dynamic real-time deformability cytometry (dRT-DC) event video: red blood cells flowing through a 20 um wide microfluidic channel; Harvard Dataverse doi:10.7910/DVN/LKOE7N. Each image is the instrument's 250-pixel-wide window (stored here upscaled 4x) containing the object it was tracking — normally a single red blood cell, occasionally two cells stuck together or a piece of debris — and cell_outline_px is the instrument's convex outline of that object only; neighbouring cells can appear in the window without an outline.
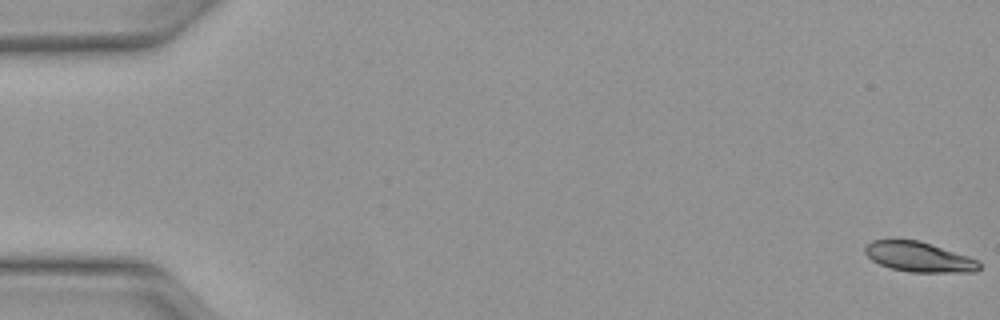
{"species": "Egyptian fruit bat (a non-hibernating species)", "species_latin": "Rousettus aegyptiacus", "temperature_condition": "warm", "stored_images_in_passage": 50, "camera_frame_rate_fps": 3000, "um_per_image_px": 0.085, "animal": {"sex": "female"}, "frame": {"image": 1, "passage_image": 1, "time_ms": 0.0, "image_size_px": [1000, 320], "cell_outline_px": [[980, 268], [976, 272], [908, 272], [892, 268], [880, 264], [872, 260], [864, 252], [864, 248], [872, 240], [920, 240], [980, 260]], "centroid_in_image_um": [78.14, 21.84], "position_along_channel_um": 6.9, "area_um2": 19.94}}
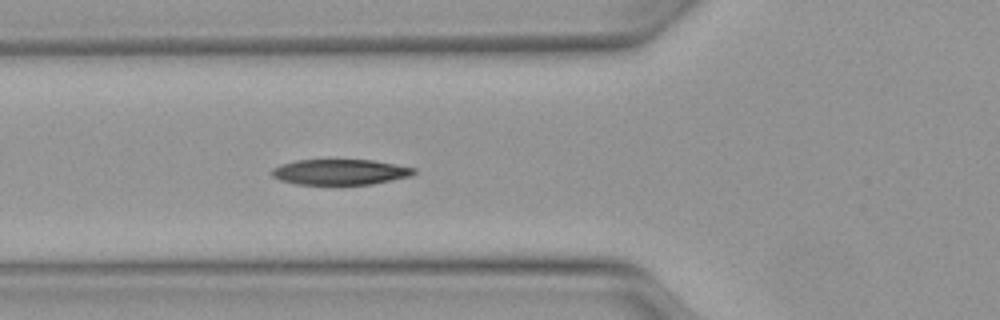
{"frame": {"image": 2, "passage_image": 19, "time_ms": 6.0, "image_size_px": [1000, 320], "cell_outline_px": [[416, 172], [412, 176], [372, 184], [296, 184], [280, 180], [272, 176], [272, 168], [280, 164], [296, 160], [372, 160], [416, 168]], "centroid_in_image_um": [28.91, 14.62], "position_along_channel_um": 96.9, "area_um2": 21.1}}
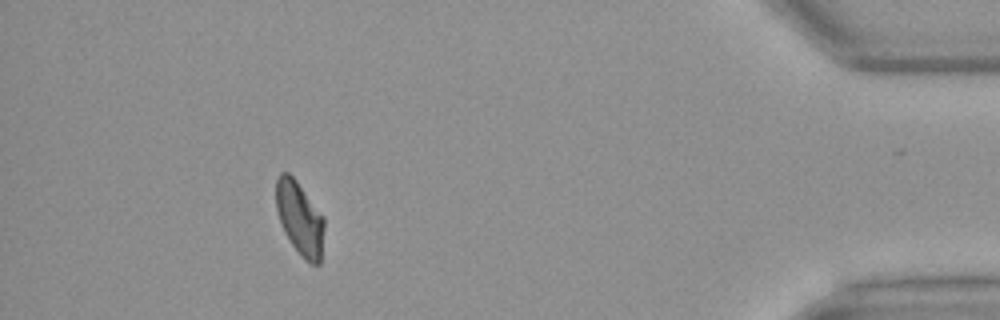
{"frame": {"image": 3, "passage_image": 46, "time_ms": 15.0, "image_size_px": [1000, 320], "cell_outline_px": [[324, 228], [320, 264], [312, 264], [304, 260], [300, 256], [284, 232], [276, 208], [276, 176], [280, 172], [288, 172], [296, 180], [324, 216]], "centroid_in_image_um": [25.48, 18.55], "position_along_channel_um": 409.7, "area_um2": 20.69}, "authors_computed_cell_mechanics": {"area_um2": 21.386, "velocity_mm_per_s": 4.1168, "shape_relaxation_time_tau1_ms": 4.6859, "shape_relaxation_time_tau2_ms": 6.7912, "deformation_change_tau1": 0.1678, "deformation_change_tau2": 0.1228}}